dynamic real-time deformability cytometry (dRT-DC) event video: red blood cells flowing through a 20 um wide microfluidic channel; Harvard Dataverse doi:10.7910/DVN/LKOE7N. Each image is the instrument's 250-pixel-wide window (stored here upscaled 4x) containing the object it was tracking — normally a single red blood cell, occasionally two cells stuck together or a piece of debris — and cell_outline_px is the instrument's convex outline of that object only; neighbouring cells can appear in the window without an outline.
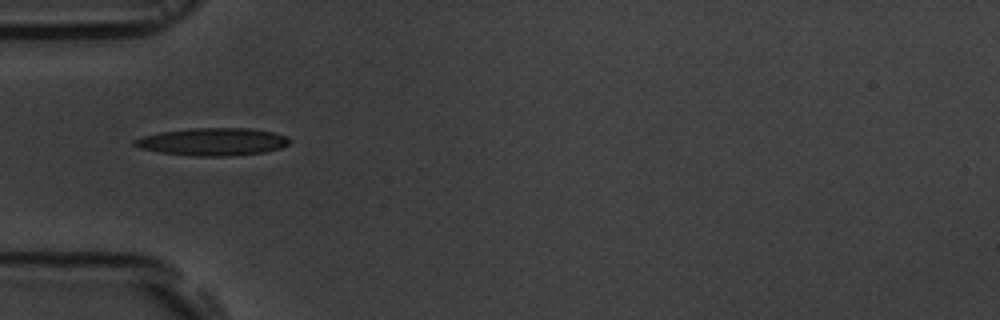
{"species": "common noctule bat (a hibernating species)", "species_latin": "Nyctalus noctula", "temperature_condition": "room temperature", "stored_images_in_passage": 11, "camera_frame_rate_fps": 3000, "um_per_image_px": 0.085, "animal": {"sex": "male", "body_mass_g": 19.5, "forearm_length_mm": 54.6}, "frame": {"image": 1, "passage_image": 1, "time_ms": 0.0, "image_size_px": [1000, 320], "cell_outline_px": [[292, 140], [288, 144], [280, 148], [264, 152], [224, 156], [196, 156], [160, 152], [140, 148], [132, 144], [132, 140], [144, 136], [160, 132], [192, 128], [248, 128], [272, 132], [288, 136]], "centroid_in_image_um": [18.09, 12.04], "position_along_channel_um": 66.9, "area_um2": 24.8}}
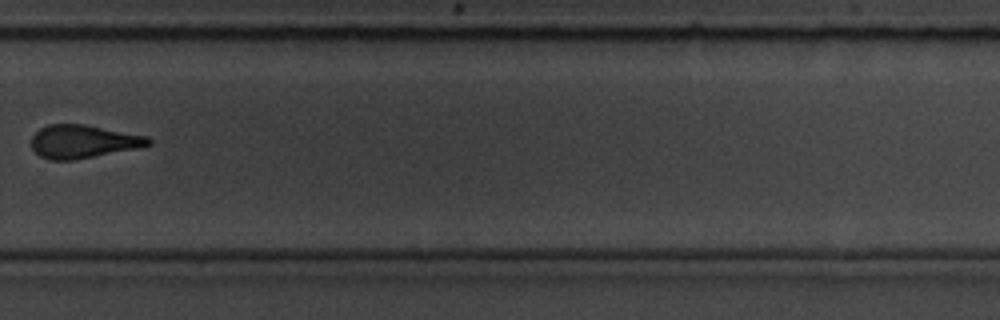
{"frame": {"image": 2, "passage_image": 7, "time_ms": 7.0, "image_size_px": [1000, 320], "cell_outline_px": [[152, 144], [140, 148], [72, 160], [48, 160], [40, 156], [32, 148], [32, 136], [40, 128], [48, 124], [84, 124], [148, 136], [152, 140]], "centroid_in_image_um": [7.08, 12.03], "position_along_channel_um": 322.7, "area_um2": 22.72}}
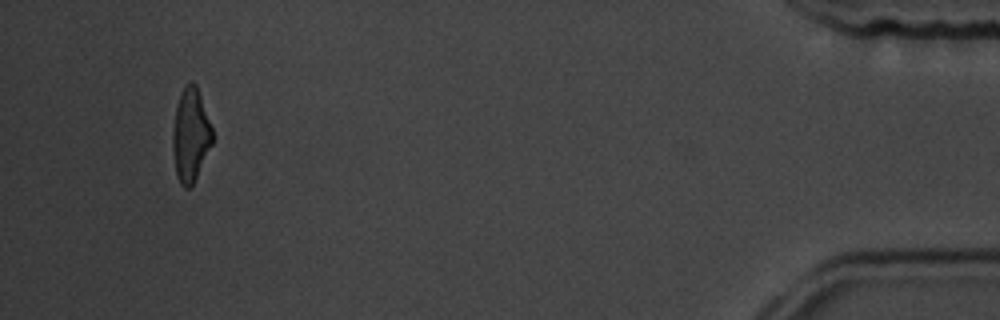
{"frame": {"image": 3, "passage_image": 11, "time_ms": 11.667, "image_size_px": [1000, 320], "cell_outline_px": [[212, 144], [192, 184], [188, 188], [184, 188], [180, 184], [176, 176], [172, 148], [172, 132], [176, 104], [184, 88], [192, 80], [196, 84], [212, 128]], "centroid_in_image_um": [16.17, 11.49], "position_along_channel_um": 419.0, "area_um2": 21.33}, "authors_computed_cell_mechanics": {"area_um2": 23.3512, "velocity_mm_per_s": 3.6708, "shape_relaxation_time_tau1_ms": 8.4276, "shape_relaxation_time_tau2_ms": 2.7238, "deformation_change_tau1": 0.2255, "deformation_change_tau2": 0.1091}}